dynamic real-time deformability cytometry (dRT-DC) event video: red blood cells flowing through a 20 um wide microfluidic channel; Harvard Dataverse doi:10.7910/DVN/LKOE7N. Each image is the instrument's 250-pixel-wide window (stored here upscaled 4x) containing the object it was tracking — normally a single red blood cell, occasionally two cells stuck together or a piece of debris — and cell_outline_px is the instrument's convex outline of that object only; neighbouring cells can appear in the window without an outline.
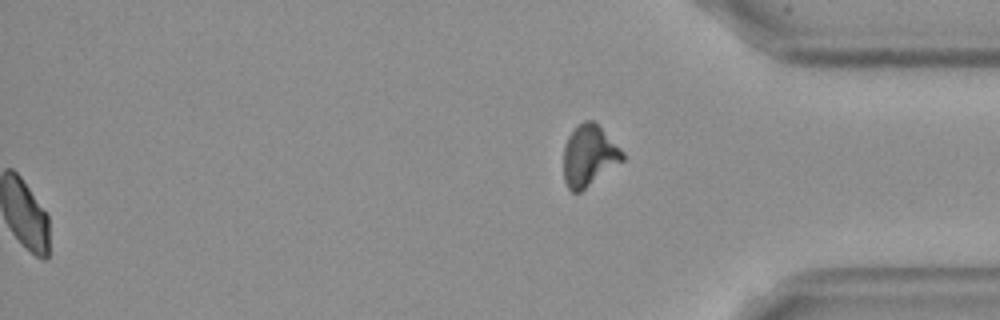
{"species": "Egyptian fruit bat (a non-hibernating species)", "species_latin": "Rousettus aegyptiacus", "temperature_condition": "cold", "stored_images_in_passage": 58, "segment_of_instrument_passage": [2, 2], "camera_frame_rate_fps": 3000, "um_per_image_px": 0.085, "frame": {"image": 1, "passage_image": 58, "time_ms": 19.0, "image_size_px": [1000, 320], "cell_outline_px": [[624, 160], [580, 192], [572, 192], [568, 188], [564, 180], [564, 144], [568, 136], [584, 120], [592, 120], [624, 152]], "centroid_in_image_um": [50.05, 13.26], "position_along_channel_um": 385.1, "area_um2": 20.63}}